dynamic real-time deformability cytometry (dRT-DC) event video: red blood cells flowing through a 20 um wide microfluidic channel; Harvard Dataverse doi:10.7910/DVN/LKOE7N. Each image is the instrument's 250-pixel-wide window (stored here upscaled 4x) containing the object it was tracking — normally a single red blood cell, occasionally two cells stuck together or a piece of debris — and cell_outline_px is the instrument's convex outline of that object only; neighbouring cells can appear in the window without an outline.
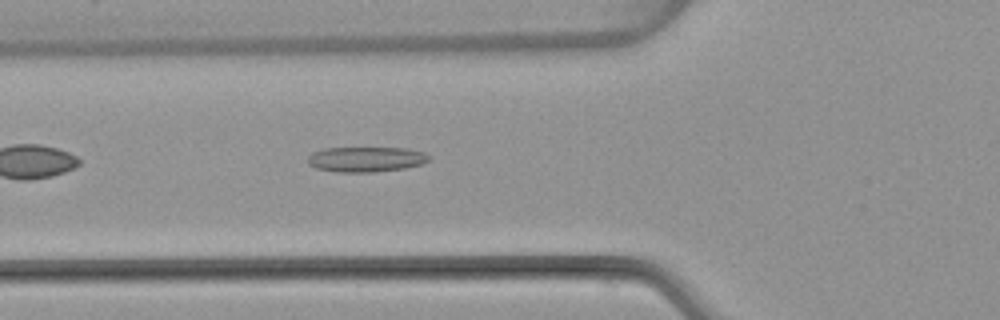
{"species": "common noctule bat (a hibernating species)", "species_latin": "Nyctalus noctula", "temperature_condition": "warm", "stored_images_in_passage": 38, "camera_frame_rate_fps": 3000, "um_per_image_px": 0.085, "animal": {"sex": "female", "body_mass_g": 22.7, "forearm_length_mm": 54.2}, "frame": {"image": 1, "passage_image": 6, "time_ms": 1.667, "image_size_px": [1000, 320], "cell_outline_px": [[428, 160], [420, 164], [404, 168], [372, 172], [336, 172], [316, 168], [308, 164], [308, 156], [312, 152], [324, 148], [408, 148], [424, 152], [428, 156]], "centroid_in_image_um": [31.06, 13.53], "position_along_channel_um": 94.7, "area_um2": 17.69}}
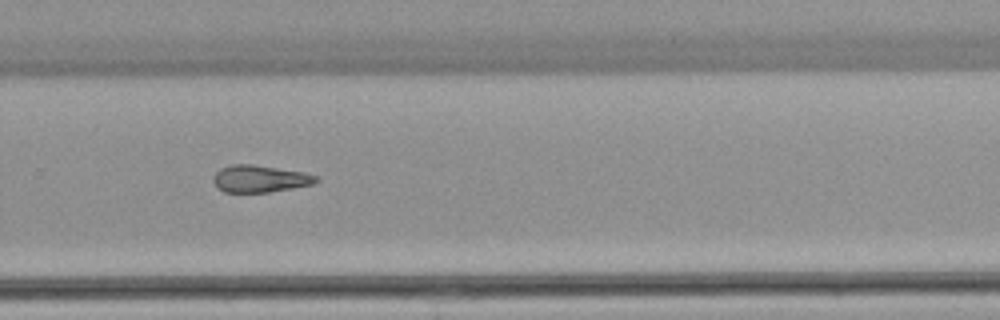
{"frame": {"image": 2, "passage_image": 22, "time_ms": 7.0, "image_size_px": [1000, 320], "cell_outline_px": [[320, 180], [312, 184], [292, 188], [268, 192], [224, 192], [216, 188], [212, 180], [212, 176], [220, 168], [232, 164], [252, 164], [304, 172], [320, 176]], "centroid_in_image_um": [22.07, 15.19], "position_along_channel_um": 307.7, "area_um2": 16.42}}
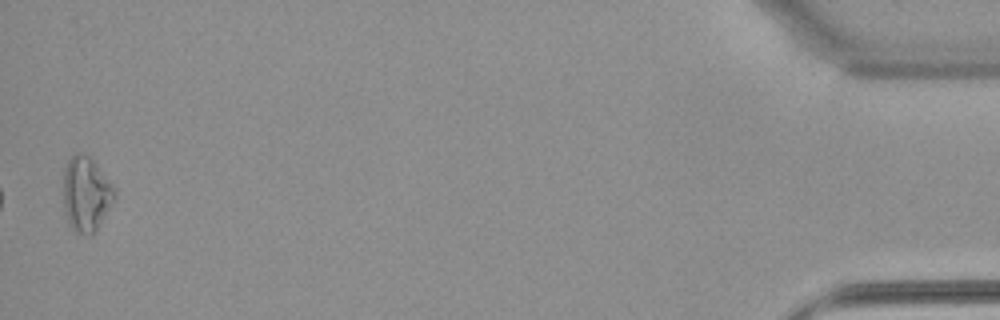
{"frame": {"image": 3, "passage_image": 38, "time_ms": 12.333, "image_size_px": [1000, 320], "cell_outline_px": [[116, 196], [92, 236], [88, 236], [76, 232], [68, 224], [64, 208], [64, 168], [68, 160], [76, 152], [80, 152], [88, 156], [96, 164], [116, 188]], "centroid_in_image_um": [7.32, 16.5], "position_along_channel_um": 427.9, "area_um2": 22.25}}